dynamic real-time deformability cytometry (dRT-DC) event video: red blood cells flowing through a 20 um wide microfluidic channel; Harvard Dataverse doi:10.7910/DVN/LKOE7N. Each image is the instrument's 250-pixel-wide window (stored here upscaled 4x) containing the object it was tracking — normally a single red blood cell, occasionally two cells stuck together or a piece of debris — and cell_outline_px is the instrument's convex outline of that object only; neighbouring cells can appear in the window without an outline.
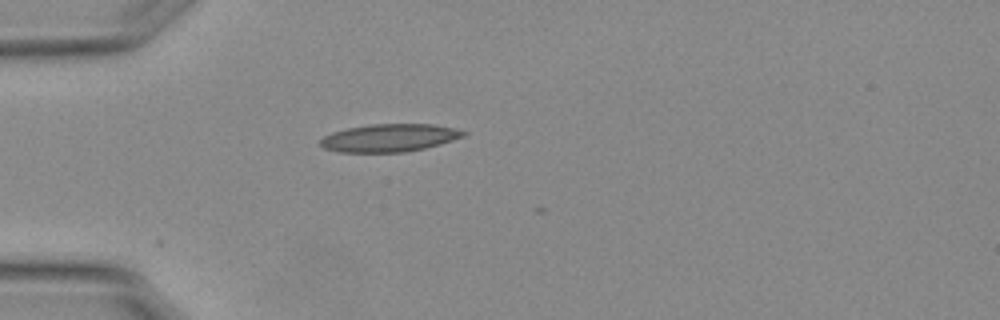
{"species": "Egyptian fruit bat (a non-hibernating species)", "species_latin": "Rousettus aegyptiacus", "temperature_condition": "warm", "stored_images_in_passage": 6, "camera_frame_rate_fps": 3000, "um_per_image_px": 0.085, "animal": {"sex": "female"}, "frame": {"image": 1, "passage_image": 1, "time_ms": 0.0, "image_size_px": [1000, 320], "cell_outline_px": [[468, 132], [464, 136], [440, 144], [424, 148], [404, 152], [340, 152], [324, 148], [320, 144], [320, 140], [324, 136], [332, 132], [348, 128], [372, 124], [432, 124], [452, 128]], "centroid_in_image_um": [33.08, 11.72], "position_along_channel_um": 51.9, "area_um2": 22.95}}
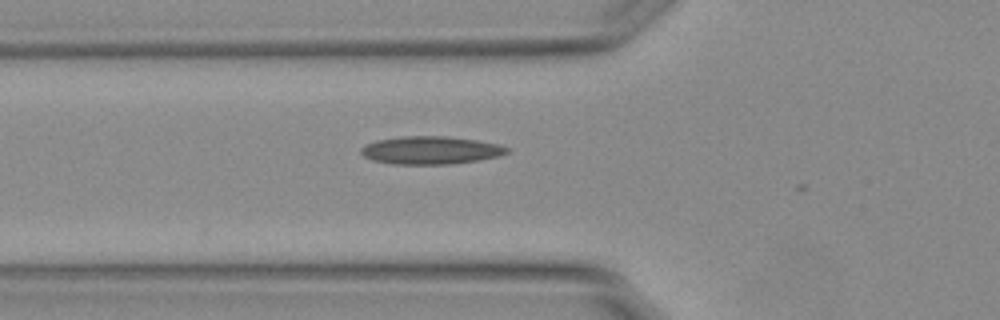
{"frame": {"image": 2, "passage_image": 5, "time_ms": 1.333, "image_size_px": [1000, 320], "cell_outline_px": [[512, 148], [508, 152], [500, 156], [452, 164], [392, 164], [372, 160], [364, 156], [360, 152], [360, 148], [364, 144], [376, 140], [404, 136], [444, 136], [476, 140], [500, 144]], "centroid_in_image_um": [36.61, 12.77], "position_along_channel_um": 89.2, "area_um2": 23.87}}